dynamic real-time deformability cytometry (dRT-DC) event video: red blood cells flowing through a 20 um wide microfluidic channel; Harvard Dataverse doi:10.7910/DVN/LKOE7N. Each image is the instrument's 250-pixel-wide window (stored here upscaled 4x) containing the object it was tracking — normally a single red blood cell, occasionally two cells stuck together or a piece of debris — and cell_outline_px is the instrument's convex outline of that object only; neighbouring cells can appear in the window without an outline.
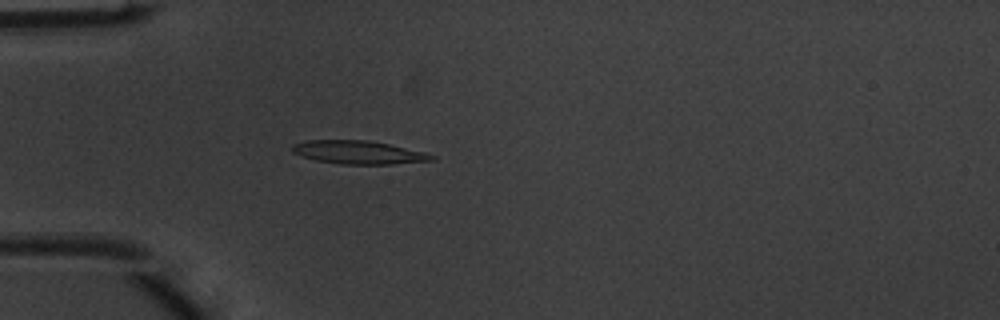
{"species": "common noctule bat (a hibernating species)", "species_latin": "Nyctalus noctula", "temperature_condition": "warm", "stored_images_in_passage": 48, "camera_frame_rate_fps": 3000, "um_per_image_px": 0.085, "animal": {"sex": "male", "body_mass_g": 20.1, "forearm_length_mm": 53.5}, "frame": {"image": 1, "passage_image": 13, "time_ms": 4.0, "image_size_px": [1000, 320], "cell_outline_px": [[436, 160], [392, 164], [340, 164], [316, 160], [300, 156], [292, 152], [292, 144], [304, 140], [364, 140], [388, 144], [424, 152], [436, 156]], "centroid_in_image_um": [30.44, 12.95], "position_along_channel_um": 54.6, "area_um2": 18.9}}
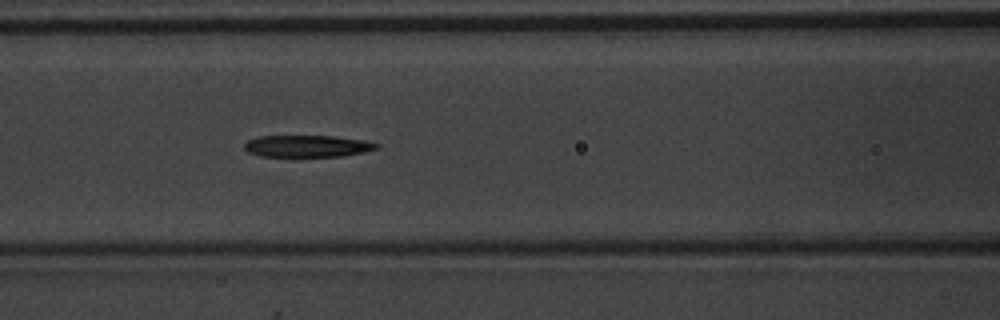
{"frame": {"image": 2, "passage_image": 20, "time_ms": 6.333, "image_size_px": [1000, 320], "cell_outline_px": [[380, 148], [364, 152], [340, 156], [260, 156], [248, 152], [244, 148], [244, 144], [248, 140], [256, 136], [336, 136], [368, 140], [380, 144]], "centroid_in_image_um": [26.17, 12.41], "position_along_channel_um": 140.4, "area_um2": 16.99}}
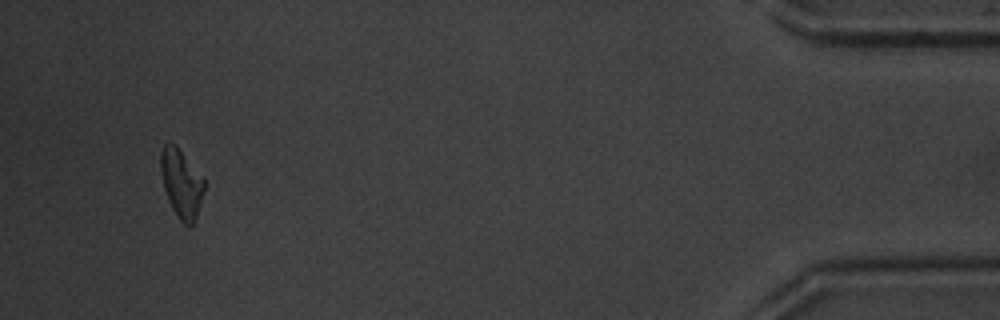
{"frame": {"image": 3, "passage_image": 46, "time_ms": 15.0, "image_size_px": [1000, 320], "cell_outline_px": [[204, 188], [200, 204], [196, 216], [192, 224], [188, 228], [180, 220], [172, 208], [168, 200], [164, 188], [160, 168], [160, 152], [164, 144], [176, 144], [204, 176]], "centroid_in_image_um": [15.42, 15.56], "position_along_channel_um": 419.8, "area_um2": 17.46}, "authors_computed_cell_mechanics": {"area_um2": 18.2359, "velocity_mm_per_s": 4.0369, "shape_relaxation_time_tau1_ms": 4.258, "shape_relaxation_time_tau2_ms": null, "deformation_change_tau1": 0.1687, "deformation_change_tau2": null}}